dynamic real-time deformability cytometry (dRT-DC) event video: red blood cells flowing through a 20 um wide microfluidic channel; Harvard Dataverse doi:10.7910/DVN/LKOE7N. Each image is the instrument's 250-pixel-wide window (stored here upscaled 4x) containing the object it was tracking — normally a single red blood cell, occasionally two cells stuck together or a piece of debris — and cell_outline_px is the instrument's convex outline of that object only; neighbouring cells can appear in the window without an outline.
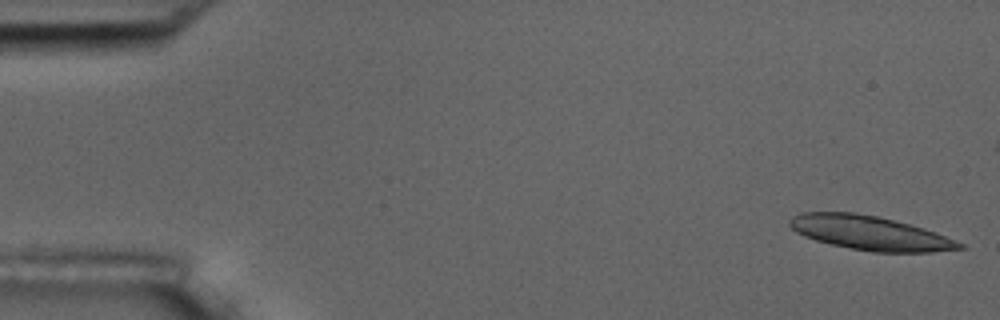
{"species": "common noctule bat (a hibernating species)", "species_latin": "Nyctalus noctula", "temperature_condition": "room temperature", "stored_images_in_passage": 5, "camera_frame_rate_fps": 3000, "um_per_image_px": 0.085, "animal": {"sex": "male", "body_mass_g": 17.5, "forearm_length_mm": 52.3}, "frame": {"image": 1, "passage_image": 1, "time_ms": 0.0, "image_size_px": [1000, 320], "cell_outline_px": [[964, 248], [932, 252], [872, 252], [832, 244], [816, 240], [804, 236], [796, 232], [788, 224], [788, 220], [792, 216], [800, 212], [856, 212], [876, 216], [924, 228], [936, 232], [964, 244]], "centroid_in_image_um": [73.91, 19.79], "position_along_channel_um": 11.1, "area_um2": 33.58}}